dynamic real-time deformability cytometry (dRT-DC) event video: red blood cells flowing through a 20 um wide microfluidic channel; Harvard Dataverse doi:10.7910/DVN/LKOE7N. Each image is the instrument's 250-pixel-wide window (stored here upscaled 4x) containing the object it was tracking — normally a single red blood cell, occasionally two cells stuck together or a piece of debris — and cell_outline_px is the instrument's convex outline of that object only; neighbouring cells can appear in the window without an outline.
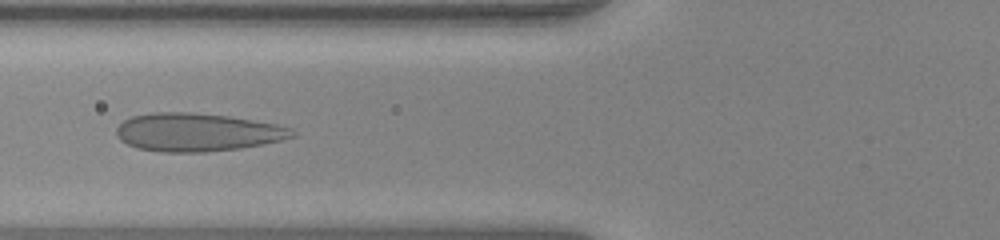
{"species": "human", "species_latin": "Homo sapiens", "temperature_condition": "warm", "stored_images_in_passage": 34, "camera_frame_rate_fps": 3000, "um_per_image_px": 0.085, "donor": {"sex": "female"}, "frame": {"image": 1, "passage_image": 9, "time_ms": 2.667, "image_size_px": [1000, 240], "cell_outline_px": [[296, 136], [280, 140], [240, 148], [204, 152], [164, 152], [136, 148], [120, 140], [116, 136], [116, 128], [124, 120], [132, 116], [152, 112], [192, 112], [228, 116], [276, 124], [292, 128], [296, 132]], "centroid_in_image_um": [16.74, 11.23], "position_along_channel_um": 109.1, "area_um2": 39.07}}
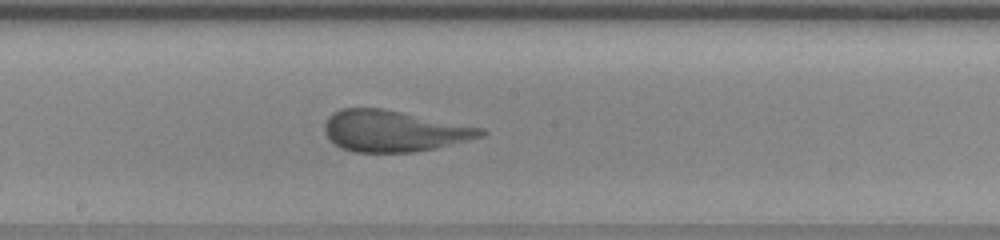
{"frame": {"image": 2, "passage_image": 17, "time_ms": 5.333, "image_size_px": [1000, 240], "cell_outline_px": [[488, 132], [484, 136], [436, 148], [416, 152], [352, 152], [336, 144], [328, 136], [324, 128], [328, 120], [340, 108], [380, 108], [484, 128]], "centroid_in_image_um": [33.53, 11.15], "position_along_channel_um": 214.7, "area_um2": 36.99}}
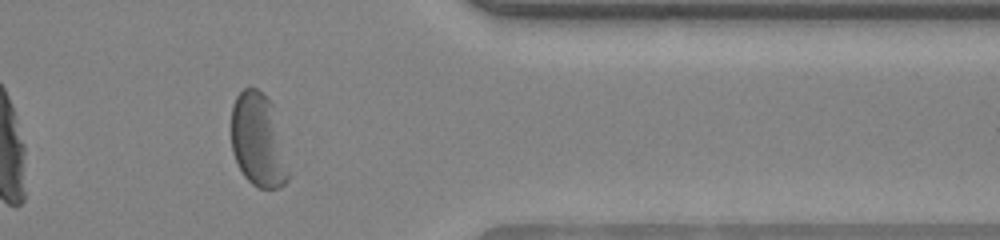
{"frame": {"image": 3, "passage_image": 31, "time_ms": 10.0, "image_size_px": [1000, 240], "cell_outline_px": [[288, 180], [280, 188], [260, 188], [252, 184], [244, 176], [232, 152], [232, 104], [236, 96], [244, 88], [256, 88], [272, 104], [288, 172]], "centroid_in_image_um": [21.9, 11.94], "position_along_channel_um": 389.5, "area_um2": 30.29}}